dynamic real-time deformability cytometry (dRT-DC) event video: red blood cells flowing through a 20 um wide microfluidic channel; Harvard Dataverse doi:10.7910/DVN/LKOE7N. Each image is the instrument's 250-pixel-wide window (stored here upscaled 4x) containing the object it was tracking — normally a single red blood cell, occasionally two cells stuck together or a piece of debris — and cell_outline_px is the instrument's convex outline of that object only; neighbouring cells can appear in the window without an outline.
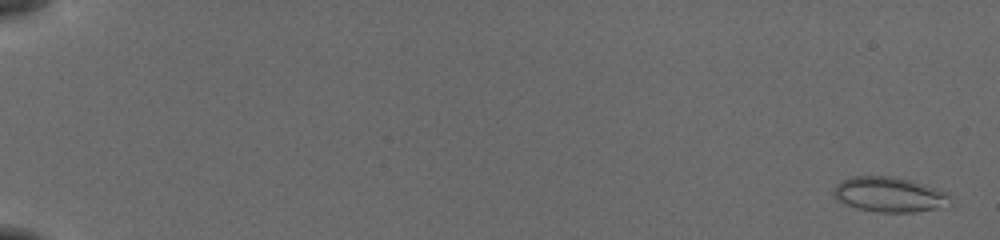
{"species": "common noctule bat (a hibernating species)", "species_latin": "Nyctalus noctula", "temperature_condition": "cold", "stored_images_in_passage": 56, "camera_frame_rate_fps": 3000, "um_per_image_px": 0.085, "animal": {"sex": "female", "body_mass_g": 19.5, "forearm_length_mm": 54.1}, "frame": {"image": 1, "passage_image": 2, "time_ms": 0.333, "image_size_px": [1000, 240], "cell_outline_px": [[948, 196], [936, 208], [912, 212], [876, 212], [856, 208], [844, 204], [836, 200], [832, 196], [832, 192], [836, 184], [844, 180], [856, 176], [888, 176], [908, 180], [944, 192]], "centroid_in_image_um": [75.39, 16.54], "position_along_channel_um": 9.6, "area_um2": 22.89}}
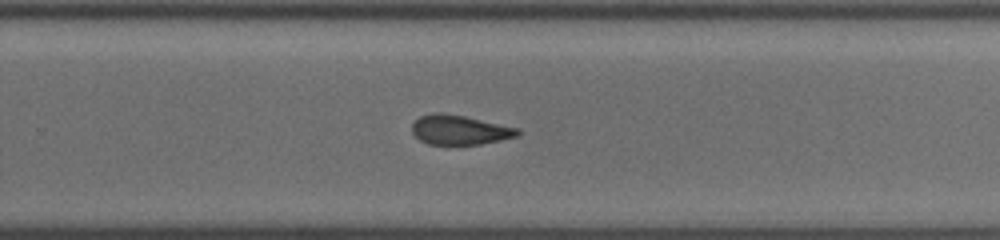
{"frame": {"image": 2, "passage_image": 39, "time_ms": 12.667, "image_size_px": [1000, 240], "cell_outline_px": [[520, 132], [516, 136], [500, 140], [480, 144], [428, 144], [420, 140], [412, 132], [412, 124], [420, 116], [436, 112], [440, 112], [464, 116], [520, 128]], "centroid_in_image_um": [39.06, 11.03], "position_along_channel_um": 290.7, "area_um2": 18.03}}
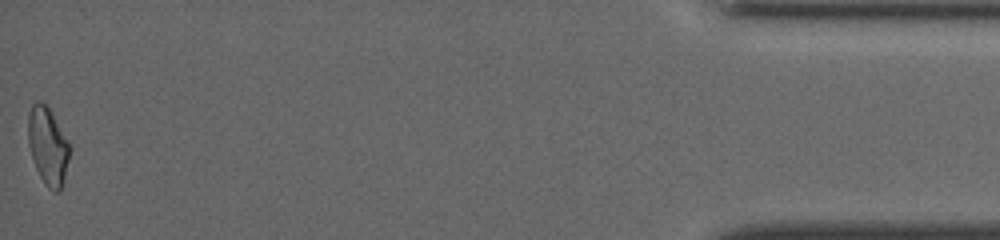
{"frame": {"image": 3, "passage_image": 56, "time_ms": 18.333, "image_size_px": [1000, 240], "cell_outline_px": [[68, 160], [64, 180], [60, 192], [52, 192], [44, 184], [36, 168], [28, 144], [28, 112], [32, 104], [36, 100], [40, 100], [48, 108], [68, 140]], "centroid_in_image_um": [4.04, 12.43], "position_along_channel_um": 431.2, "area_um2": 18.55}, "authors_computed_cell_mechanics": {"area_um2": 19.2185, "velocity_mm_per_s": 3.8579, "shape_relaxation_time_tau1_ms": null, "shape_relaxation_time_tau2_ms": 1.9287, "deformation_change_tau1": null, "deformation_change_tau2": 0.0972}}